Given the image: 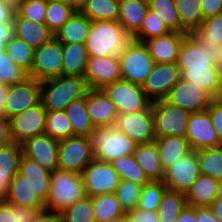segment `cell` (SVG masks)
I'll return each mask as SVG.
<instances>
[{
    "instance_id": "1",
    "label": "cell",
    "mask_w": 222,
    "mask_h": 222,
    "mask_svg": "<svg viewBox=\"0 0 222 222\" xmlns=\"http://www.w3.org/2000/svg\"><path fill=\"white\" fill-rule=\"evenodd\" d=\"M134 38L118 21H91V28L85 42L88 57L114 56L120 58Z\"/></svg>"
},
{
    "instance_id": "2",
    "label": "cell",
    "mask_w": 222,
    "mask_h": 222,
    "mask_svg": "<svg viewBox=\"0 0 222 222\" xmlns=\"http://www.w3.org/2000/svg\"><path fill=\"white\" fill-rule=\"evenodd\" d=\"M89 90L85 77L61 75L41 81L40 101L46 112L63 111L70 102L85 97Z\"/></svg>"
},
{
    "instance_id": "3",
    "label": "cell",
    "mask_w": 222,
    "mask_h": 222,
    "mask_svg": "<svg viewBox=\"0 0 222 222\" xmlns=\"http://www.w3.org/2000/svg\"><path fill=\"white\" fill-rule=\"evenodd\" d=\"M85 196L81 174L56 170L50 173V191L45 209L62 213Z\"/></svg>"
},
{
    "instance_id": "4",
    "label": "cell",
    "mask_w": 222,
    "mask_h": 222,
    "mask_svg": "<svg viewBox=\"0 0 222 222\" xmlns=\"http://www.w3.org/2000/svg\"><path fill=\"white\" fill-rule=\"evenodd\" d=\"M90 138L94 158L109 163L119 157L133 155L137 145L114 126L95 128Z\"/></svg>"
},
{
    "instance_id": "5",
    "label": "cell",
    "mask_w": 222,
    "mask_h": 222,
    "mask_svg": "<svg viewBox=\"0 0 222 222\" xmlns=\"http://www.w3.org/2000/svg\"><path fill=\"white\" fill-rule=\"evenodd\" d=\"M57 159L58 170L81 174L94 159L91 138L73 135L59 140Z\"/></svg>"
},
{
    "instance_id": "6",
    "label": "cell",
    "mask_w": 222,
    "mask_h": 222,
    "mask_svg": "<svg viewBox=\"0 0 222 222\" xmlns=\"http://www.w3.org/2000/svg\"><path fill=\"white\" fill-rule=\"evenodd\" d=\"M156 137H186L190 112L174 106L166 99L151 102Z\"/></svg>"
},
{
    "instance_id": "7",
    "label": "cell",
    "mask_w": 222,
    "mask_h": 222,
    "mask_svg": "<svg viewBox=\"0 0 222 222\" xmlns=\"http://www.w3.org/2000/svg\"><path fill=\"white\" fill-rule=\"evenodd\" d=\"M121 79L142 86L155 62L142 42L133 40L119 58Z\"/></svg>"
},
{
    "instance_id": "8",
    "label": "cell",
    "mask_w": 222,
    "mask_h": 222,
    "mask_svg": "<svg viewBox=\"0 0 222 222\" xmlns=\"http://www.w3.org/2000/svg\"><path fill=\"white\" fill-rule=\"evenodd\" d=\"M102 90L115 104L118 115L147 109L152 102L140 85L122 79L115 81Z\"/></svg>"
},
{
    "instance_id": "9",
    "label": "cell",
    "mask_w": 222,
    "mask_h": 222,
    "mask_svg": "<svg viewBox=\"0 0 222 222\" xmlns=\"http://www.w3.org/2000/svg\"><path fill=\"white\" fill-rule=\"evenodd\" d=\"M86 196L115 193L120 177L111 163L93 159L81 173Z\"/></svg>"
},
{
    "instance_id": "10",
    "label": "cell",
    "mask_w": 222,
    "mask_h": 222,
    "mask_svg": "<svg viewBox=\"0 0 222 222\" xmlns=\"http://www.w3.org/2000/svg\"><path fill=\"white\" fill-rule=\"evenodd\" d=\"M114 127L137 144L150 143L156 138L151 105L138 112L119 114Z\"/></svg>"
},
{
    "instance_id": "11",
    "label": "cell",
    "mask_w": 222,
    "mask_h": 222,
    "mask_svg": "<svg viewBox=\"0 0 222 222\" xmlns=\"http://www.w3.org/2000/svg\"><path fill=\"white\" fill-rule=\"evenodd\" d=\"M62 56V43L55 37L34 49L31 77L41 82L61 76Z\"/></svg>"
},
{
    "instance_id": "12",
    "label": "cell",
    "mask_w": 222,
    "mask_h": 222,
    "mask_svg": "<svg viewBox=\"0 0 222 222\" xmlns=\"http://www.w3.org/2000/svg\"><path fill=\"white\" fill-rule=\"evenodd\" d=\"M41 82L35 78L27 77L20 83L8 85L5 100V117L23 113L40 102Z\"/></svg>"
},
{
    "instance_id": "13",
    "label": "cell",
    "mask_w": 222,
    "mask_h": 222,
    "mask_svg": "<svg viewBox=\"0 0 222 222\" xmlns=\"http://www.w3.org/2000/svg\"><path fill=\"white\" fill-rule=\"evenodd\" d=\"M46 110L40 101L21 114L9 119L12 142L21 144L28 138L44 134Z\"/></svg>"
},
{
    "instance_id": "14",
    "label": "cell",
    "mask_w": 222,
    "mask_h": 222,
    "mask_svg": "<svg viewBox=\"0 0 222 222\" xmlns=\"http://www.w3.org/2000/svg\"><path fill=\"white\" fill-rule=\"evenodd\" d=\"M178 63H155L142 84V89L151 100L165 99L172 87L181 79Z\"/></svg>"
},
{
    "instance_id": "15",
    "label": "cell",
    "mask_w": 222,
    "mask_h": 222,
    "mask_svg": "<svg viewBox=\"0 0 222 222\" xmlns=\"http://www.w3.org/2000/svg\"><path fill=\"white\" fill-rule=\"evenodd\" d=\"M165 99L174 106L195 113L206 110L214 97L206 90L180 79Z\"/></svg>"
},
{
    "instance_id": "16",
    "label": "cell",
    "mask_w": 222,
    "mask_h": 222,
    "mask_svg": "<svg viewBox=\"0 0 222 222\" xmlns=\"http://www.w3.org/2000/svg\"><path fill=\"white\" fill-rule=\"evenodd\" d=\"M199 175V162L192 150L165 171L164 184L169 190L185 194Z\"/></svg>"
},
{
    "instance_id": "17",
    "label": "cell",
    "mask_w": 222,
    "mask_h": 222,
    "mask_svg": "<svg viewBox=\"0 0 222 222\" xmlns=\"http://www.w3.org/2000/svg\"><path fill=\"white\" fill-rule=\"evenodd\" d=\"M84 77L90 89L102 90L121 80L119 58L114 56L88 57Z\"/></svg>"
},
{
    "instance_id": "18",
    "label": "cell",
    "mask_w": 222,
    "mask_h": 222,
    "mask_svg": "<svg viewBox=\"0 0 222 222\" xmlns=\"http://www.w3.org/2000/svg\"><path fill=\"white\" fill-rule=\"evenodd\" d=\"M22 154L37 161L47 171L58 170V147L59 140L53 139L47 134H41L28 138L21 143Z\"/></svg>"
},
{
    "instance_id": "19",
    "label": "cell",
    "mask_w": 222,
    "mask_h": 222,
    "mask_svg": "<svg viewBox=\"0 0 222 222\" xmlns=\"http://www.w3.org/2000/svg\"><path fill=\"white\" fill-rule=\"evenodd\" d=\"M186 139L192 150L218 147V136L207 110L191 113Z\"/></svg>"
},
{
    "instance_id": "20",
    "label": "cell",
    "mask_w": 222,
    "mask_h": 222,
    "mask_svg": "<svg viewBox=\"0 0 222 222\" xmlns=\"http://www.w3.org/2000/svg\"><path fill=\"white\" fill-rule=\"evenodd\" d=\"M86 107L95 128L114 126L118 113L115 104L103 90L90 89L86 95Z\"/></svg>"
},
{
    "instance_id": "21",
    "label": "cell",
    "mask_w": 222,
    "mask_h": 222,
    "mask_svg": "<svg viewBox=\"0 0 222 222\" xmlns=\"http://www.w3.org/2000/svg\"><path fill=\"white\" fill-rule=\"evenodd\" d=\"M187 34L189 33L169 32L143 43L155 63H175L178 62L180 49Z\"/></svg>"
},
{
    "instance_id": "22",
    "label": "cell",
    "mask_w": 222,
    "mask_h": 222,
    "mask_svg": "<svg viewBox=\"0 0 222 222\" xmlns=\"http://www.w3.org/2000/svg\"><path fill=\"white\" fill-rule=\"evenodd\" d=\"M13 35L26 42L33 49L40 47L54 37L45 23L33 22L21 17L16 11L13 18Z\"/></svg>"
},
{
    "instance_id": "23",
    "label": "cell",
    "mask_w": 222,
    "mask_h": 222,
    "mask_svg": "<svg viewBox=\"0 0 222 222\" xmlns=\"http://www.w3.org/2000/svg\"><path fill=\"white\" fill-rule=\"evenodd\" d=\"M191 34L216 61L222 47V13L204 19Z\"/></svg>"
},
{
    "instance_id": "24",
    "label": "cell",
    "mask_w": 222,
    "mask_h": 222,
    "mask_svg": "<svg viewBox=\"0 0 222 222\" xmlns=\"http://www.w3.org/2000/svg\"><path fill=\"white\" fill-rule=\"evenodd\" d=\"M3 200L8 204H15L22 207L45 208V203L33 190L32 183L19 172L11 180L7 195Z\"/></svg>"
},
{
    "instance_id": "25",
    "label": "cell",
    "mask_w": 222,
    "mask_h": 222,
    "mask_svg": "<svg viewBox=\"0 0 222 222\" xmlns=\"http://www.w3.org/2000/svg\"><path fill=\"white\" fill-rule=\"evenodd\" d=\"M164 171L192 151L186 137L164 136L154 140Z\"/></svg>"
},
{
    "instance_id": "26",
    "label": "cell",
    "mask_w": 222,
    "mask_h": 222,
    "mask_svg": "<svg viewBox=\"0 0 222 222\" xmlns=\"http://www.w3.org/2000/svg\"><path fill=\"white\" fill-rule=\"evenodd\" d=\"M136 162L150 181H164L165 171L155 142L137 144L133 153Z\"/></svg>"
},
{
    "instance_id": "27",
    "label": "cell",
    "mask_w": 222,
    "mask_h": 222,
    "mask_svg": "<svg viewBox=\"0 0 222 222\" xmlns=\"http://www.w3.org/2000/svg\"><path fill=\"white\" fill-rule=\"evenodd\" d=\"M177 63L179 69H188L189 67H207V65L216 64L215 60L208 54V52L192 34H187L184 37Z\"/></svg>"
},
{
    "instance_id": "28",
    "label": "cell",
    "mask_w": 222,
    "mask_h": 222,
    "mask_svg": "<svg viewBox=\"0 0 222 222\" xmlns=\"http://www.w3.org/2000/svg\"><path fill=\"white\" fill-rule=\"evenodd\" d=\"M19 173L24 175L33 185V190L45 203L50 191V173L37 161L21 156Z\"/></svg>"
},
{
    "instance_id": "29",
    "label": "cell",
    "mask_w": 222,
    "mask_h": 222,
    "mask_svg": "<svg viewBox=\"0 0 222 222\" xmlns=\"http://www.w3.org/2000/svg\"><path fill=\"white\" fill-rule=\"evenodd\" d=\"M148 9V0H119L118 22L134 36L140 30Z\"/></svg>"
},
{
    "instance_id": "30",
    "label": "cell",
    "mask_w": 222,
    "mask_h": 222,
    "mask_svg": "<svg viewBox=\"0 0 222 222\" xmlns=\"http://www.w3.org/2000/svg\"><path fill=\"white\" fill-rule=\"evenodd\" d=\"M181 79L188 81L209 92L214 98H218L220 70L217 65L207 67H189L180 69Z\"/></svg>"
},
{
    "instance_id": "31",
    "label": "cell",
    "mask_w": 222,
    "mask_h": 222,
    "mask_svg": "<svg viewBox=\"0 0 222 222\" xmlns=\"http://www.w3.org/2000/svg\"><path fill=\"white\" fill-rule=\"evenodd\" d=\"M218 180L200 174L185 193L187 206L210 207L216 199Z\"/></svg>"
},
{
    "instance_id": "32",
    "label": "cell",
    "mask_w": 222,
    "mask_h": 222,
    "mask_svg": "<svg viewBox=\"0 0 222 222\" xmlns=\"http://www.w3.org/2000/svg\"><path fill=\"white\" fill-rule=\"evenodd\" d=\"M62 71L63 76L84 77L88 53L83 43H62Z\"/></svg>"
},
{
    "instance_id": "33",
    "label": "cell",
    "mask_w": 222,
    "mask_h": 222,
    "mask_svg": "<svg viewBox=\"0 0 222 222\" xmlns=\"http://www.w3.org/2000/svg\"><path fill=\"white\" fill-rule=\"evenodd\" d=\"M91 21L81 12H74L67 22L54 34L61 43H83L90 33Z\"/></svg>"
},
{
    "instance_id": "34",
    "label": "cell",
    "mask_w": 222,
    "mask_h": 222,
    "mask_svg": "<svg viewBox=\"0 0 222 222\" xmlns=\"http://www.w3.org/2000/svg\"><path fill=\"white\" fill-rule=\"evenodd\" d=\"M64 111L72 126V136H91L92 132L95 130V127L91 123L87 112L86 96L70 102Z\"/></svg>"
},
{
    "instance_id": "35",
    "label": "cell",
    "mask_w": 222,
    "mask_h": 222,
    "mask_svg": "<svg viewBox=\"0 0 222 222\" xmlns=\"http://www.w3.org/2000/svg\"><path fill=\"white\" fill-rule=\"evenodd\" d=\"M186 206L184 193L166 189L156 211L159 222H175Z\"/></svg>"
},
{
    "instance_id": "36",
    "label": "cell",
    "mask_w": 222,
    "mask_h": 222,
    "mask_svg": "<svg viewBox=\"0 0 222 222\" xmlns=\"http://www.w3.org/2000/svg\"><path fill=\"white\" fill-rule=\"evenodd\" d=\"M148 8L157 14L170 32L188 33L181 26L174 0H148Z\"/></svg>"
},
{
    "instance_id": "37",
    "label": "cell",
    "mask_w": 222,
    "mask_h": 222,
    "mask_svg": "<svg viewBox=\"0 0 222 222\" xmlns=\"http://www.w3.org/2000/svg\"><path fill=\"white\" fill-rule=\"evenodd\" d=\"M200 174L222 180V146L195 151Z\"/></svg>"
},
{
    "instance_id": "38",
    "label": "cell",
    "mask_w": 222,
    "mask_h": 222,
    "mask_svg": "<svg viewBox=\"0 0 222 222\" xmlns=\"http://www.w3.org/2000/svg\"><path fill=\"white\" fill-rule=\"evenodd\" d=\"M81 13L90 21H118L119 0H87Z\"/></svg>"
},
{
    "instance_id": "39",
    "label": "cell",
    "mask_w": 222,
    "mask_h": 222,
    "mask_svg": "<svg viewBox=\"0 0 222 222\" xmlns=\"http://www.w3.org/2000/svg\"><path fill=\"white\" fill-rule=\"evenodd\" d=\"M120 180H126L143 186L150 182L134 155L122 156L110 162Z\"/></svg>"
},
{
    "instance_id": "40",
    "label": "cell",
    "mask_w": 222,
    "mask_h": 222,
    "mask_svg": "<svg viewBox=\"0 0 222 222\" xmlns=\"http://www.w3.org/2000/svg\"><path fill=\"white\" fill-rule=\"evenodd\" d=\"M92 202L96 222H106L114 217L125 214L115 193L93 196Z\"/></svg>"
},
{
    "instance_id": "41",
    "label": "cell",
    "mask_w": 222,
    "mask_h": 222,
    "mask_svg": "<svg viewBox=\"0 0 222 222\" xmlns=\"http://www.w3.org/2000/svg\"><path fill=\"white\" fill-rule=\"evenodd\" d=\"M181 26L191 34L203 21L200 0H174Z\"/></svg>"
},
{
    "instance_id": "42",
    "label": "cell",
    "mask_w": 222,
    "mask_h": 222,
    "mask_svg": "<svg viewBox=\"0 0 222 222\" xmlns=\"http://www.w3.org/2000/svg\"><path fill=\"white\" fill-rule=\"evenodd\" d=\"M5 50L15 64L31 77L34 49L13 35L6 43Z\"/></svg>"
},
{
    "instance_id": "43",
    "label": "cell",
    "mask_w": 222,
    "mask_h": 222,
    "mask_svg": "<svg viewBox=\"0 0 222 222\" xmlns=\"http://www.w3.org/2000/svg\"><path fill=\"white\" fill-rule=\"evenodd\" d=\"M44 133L56 140L72 136V126L64 110L46 112Z\"/></svg>"
},
{
    "instance_id": "44",
    "label": "cell",
    "mask_w": 222,
    "mask_h": 222,
    "mask_svg": "<svg viewBox=\"0 0 222 222\" xmlns=\"http://www.w3.org/2000/svg\"><path fill=\"white\" fill-rule=\"evenodd\" d=\"M74 12L65 0L49 1L45 12V24L55 34Z\"/></svg>"
},
{
    "instance_id": "45",
    "label": "cell",
    "mask_w": 222,
    "mask_h": 222,
    "mask_svg": "<svg viewBox=\"0 0 222 222\" xmlns=\"http://www.w3.org/2000/svg\"><path fill=\"white\" fill-rule=\"evenodd\" d=\"M22 155L21 144L16 142L0 147V176H16Z\"/></svg>"
},
{
    "instance_id": "46",
    "label": "cell",
    "mask_w": 222,
    "mask_h": 222,
    "mask_svg": "<svg viewBox=\"0 0 222 222\" xmlns=\"http://www.w3.org/2000/svg\"><path fill=\"white\" fill-rule=\"evenodd\" d=\"M166 189L167 186L164 184V181H150L144 184L137 208L147 211H157Z\"/></svg>"
},
{
    "instance_id": "47",
    "label": "cell",
    "mask_w": 222,
    "mask_h": 222,
    "mask_svg": "<svg viewBox=\"0 0 222 222\" xmlns=\"http://www.w3.org/2000/svg\"><path fill=\"white\" fill-rule=\"evenodd\" d=\"M62 216L63 222H96L92 197L85 196L72 204L62 212Z\"/></svg>"
},
{
    "instance_id": "48",
    "label": "cell",
    "mask_w": 222,
    "mask_h": 222,
    "mask_svg": "<svg viewBox=\"0 0 222 222\" xmlns=\"http://www.w3.org/2000/svg\"><path fill=\"white\" fill-rule=\"evenodd\" d=\"M170 31L164 22L157 17V14L148 9L140 30L133 36L135 41L144 42L145 40L162 36Z\"/></svg>"
},
{
    "instance_id": "49",
    "label": "cell",
    "mask_w": 222,
    "mask_h": 222,
    "mask_svg": "<svg viewBox=\"0 0 222 222\" xmlns=\"http://www.w3.org/2000/svg\"><path fill=\"white\" fill-rule=\"evenodd\" d=\"M142 187L130 181L120 180L115 194L125 213L138 207Z\"/></svg>"
},
{
    "instance_id": "50",
    "label": "cell",
    "mask_w": 222,
    "mask_h": 222,
    "mask_svg": "<svg viewBox=\"0 0 222 222\" xmlns=\"http://www.w3.org/2000/svg\"><path fill=\"white\" fill-rule=\"evenodd\" d=\"M47 5L46 0H17L15 1V11L23 18L45 23Z\"/></svg>"
},
{
    "instance_id": "51",
    "label": "cell",
    "mask_w": 222,
    "mask_h": 222,
    "mask_svg": "<svg viewBox=\"0 0 222 222\" xmlns=\"http://www.w3.org/2000/svg\"><path fill=\"white\" fill-rule=\"evenodd\" d=\"M28 74L19 68L6 50L0 52V81L6 85L20 83L24 81Z\"/></svg>"
},
{
    "instance_id": "52",
    "label": "cell",
    "mask_w": 222,
    "mask_h": 222,
    "mask_svg": "<svg viewBox=\"0 0 222 222\" xmlns=\"http://www.w3.org/2000/svg\"><path fill=\"white\" fill-rule=\"evenodd\" d=\"M218 136V147L222 146V98H214L206 109Z\"/></svg>"
},
{
    "instance_id": "53",
    "label": "cell",
    "mask_w": 222,
    "mask_h": 222,
    "mask_svg": "<svg viewBox=\"0 0 222 222\" xmlns=\"http://www.w3.org/2000/svg\"><path fill=\"white\" fill-rule=\"evenodd\" d=\"M15 208L16 222H34L41 210L45 208L22 207L11 204Z\"/></svg>"
},
{
    "instance_id": "54",
    "label": "cell",
    "mask_w": 222,
    "mask_h": 222,
    "mask_svg": "<svg viewBox=\"0 0 222 222\" xmlns=\"http://www.w3.org/2000/svg\"><path fill=\"white\" fill-rule=\"evenodd\" d=\"M129 222H159L156 211L134 209L126 212Z\"/></svg>"
},
{
    "instance_id": "55",
    "label": "cell",
    "mask_w": 222,
    "mask_h": 222,
    "mask_svg": "<svg viewBox=\"0 0 222 222\" xmlns=\"http://www.w3.org/2000/svg\"><path fill=\"white\" fill-rule=\"evenodd\" d=\"M203 20L222 13V0H200Z\"/></svg>"
},
{
    "instance_id": "56",
    "label": "cell",
    "mask_w": 222,
    "mask_h": 222,
    "mask_svg": "<svg viewBox=\"0 0 222 222\" xmlns=\"http://www.w3.org/2000/svg\"><path fill=\"white\" fill-rule=\"evenodd\" d=\"M15 1L0 0V24H13Z\"/></svg>"
},
{
    "instance_id": "57",
    "label": "cell",
    "mask_w": 222,
    "mask_h": 222,
    "mask_svg": "<svg viewBox=\"0 0 222 222\" xmlns=\"http://www.w3.org/2000/svg\"><path fill=\"white\" fill-rule=\"evenodd\" d=\"M34 222H63V216L61 212L43 209Z\"/></svg>"
},
{
    "instance_id": "58",
    "label": "cell",
    "mask_w": 222,
    "mask_h": 222,
    "mask_svg": "<svg viewBox=\"0 0 222 222\" xmlns=\"http://www.w3.org/2000/svg\"><path fill=\"white\" fill-rule=\"evenodd\" d=\"M0 222H16L15 208L4 200H0Z\"/></svg>"
},
{
    "instance_id": "59",
    "label": "cell",
    "mask_w": 222,
    "mask_h": 222,
    "mask_svg": "<svg viewBox=\"0 0 222 222\" xmlns=\"http://www.w3.org/2000/svg\"><path fill=\"white\" fill-rule=\"evenodd\" d=\"M9 119L0 116V147L11 143Z\"/></svg>"
},
{
    "instance_id": "60",
    "label": "cell",
    "mask_w": 222,
    "mask_h": 222,
    "mask_svg": "<svg viewBox=\"0 0 222 222\" xmlns=\"http://www.w3.org/2000/svg\"><path fill=\"white\" fill-rule=\"evenodd\" d=\"M175 222H198L197 207L186 206Z\"/></svg>"
},
{
    "instance_id": "61",
    "label": "cell",
    "mask_w": 222,
    "mask_h": 222,
    "mask_svg": "<svg viewBox=\"0 0 222 222\" xmlns=\"http://www.w3.org/2000/svg\"><path fill=\"white\" fill-rule=\"evenodd\" d=\"M198 222H220L210 207H197Z\"/></svg>"
},
{
    "instance_id": "62",
    "label": "cell",
    "mask_w": 222,
    "mask_h": 222,
    "mask_svg": "<svg viewBox=\"0 0 222 222\" xmlns=\"http://www.w3.org/2000/svg\"><path fill=\"white\" fill-rule=\"evenodd\" d=\"M13 36V24H0V43H7Z\"/></svg>"
},
{
    "instance_id": "63",
    "label": "cell",
    "mask_w": 222,
    "mask_h": 222,
    "mask_svg": "<svg viewBox=\"0 0 222 222\" xmlns=\"http://www.w3.org/2000/svg\"><path fill=\"white\" fill-rule=\"evenodd\" d=\"M15 176H0V200H3L7 195L11 180Z\"/></svg>"
},
{
    "instance_id": "64",
    "label": "cell",
    "mask_w": 222,
    "mask_h": 222,
    "mask_svg": "<svg viewBox=\"0 0 222 222\" xmlns=\"http://www.w3.org/2000/svg\"><path fill=\"white\" fill-rule=\"evenodd\" d=\"M213 214L217 217V219L222 222V200L215 199V201L210 206Z\"/></svg>"
},
{
    "instance_id": "65",
    "label": "cell",
    "mask_w": 222,
    "mask_h": 222,
    "mask_svg": "<svg viewBox=\"0 0 222 222\" xmlns=\"http://www.w3.org/2000/svg\"><path fill=\"white\" fill-rule=\"evenodd\" d=\"M65 1L75 12H81L87 2V0H65Z\"/></svg>"
},
{
    "instance_id": "66",
    "label": "cell",
    "mask_w": 222,
    "mask_h": 222,
    "mask_svg": "<svg viewBox=\"0 0 222 222\" xmlns=\"http://www.w3.org/2000/svg\"><path fill=\"white\" fill-rule=\"evenodd\" d=\"M7 92L0 94V116L5 117V100Z\"/></svg>"
},
{
    "instance_id": "67",
    "label": "cell",
    "mask_w": 222,
    "mask_h": 222,
    "mask_svg": "<svg viewBox=\"0 0 222 222\" xmlns=\"http://www.w3.org/2000/svg\"><path fill=\"white\" fill-rule=\"evenodd\" d=\"M106 222H129V219L126 215V213L122 216H117V217H114L110 220H107Z\"/></svg>"
},
{
    "instance_id": "68",
    "label": "cell",
    "mask_w": 222,
    "mask_h": 222,
    "mask_svg": "<svg viewBox=\"0 0 222 222\" xmlns=\"http://www.w3.org/2000/svg\"><path fill=\"white\" fill-rule=\"evenodd\" d=\"M216 199L222 200V180L218 181V188L216 193Z\"/></svg>"
},
{
    "instance_id": "69",
    "label": "cell",
    "mask_w": 222,
    "mask_h": 222,
    "mask_svg": "<svg viewBox=\"0 0 222 222\" xmlns=\"http://www.w3.org/2000/svg\"><path fill=\"white\" fill-rule=\"evenodd\" d=\"M216 65L219 68V70H222V47H221V51L216 59Z\"/></svg>"
},
{
    "instance_id": "70",
    "label": "cell",
    "mask_w": 222,
    "mask_h": 222,
    "mask_svg": "<svg viewBox=\"0 0 222 222\" xmlns=\"http://www.w3.org/2000/svg\"><path fill=\"white\" fill-rule=\"evenodd\" d=\"M218 98H222V70H220V76H219Z\"/></svg>"
},
{
    "instance_id": "71",
    "label": "cell",
    "mask_w": 222,
    "mask_h": 222,
    "mask_svg": "<svg viewBox=\"0 0 222 222\" xmlns=\"http://www.w3.org/2000/svg\"><path fill=\"white\" fill-rule=\"evenodd\" d=\"M7 87L8 85L0 81V94H2V92H7Z\"/></svg>"
},
{
    "instance_id": "72",
    "label": "cell",
    "mask_w": 222,
    "mask_h": 222,
    "mask_svg": "<svg viewBox=\"0 0 222 222\" xmlns=\"http://www.w3.org/2000/svg\"><path fill=\"white\" fill-rule=\"evenodd\" d=\"M6 43H0V52L5 49Z\"/></svg>"
}]
</instances>
